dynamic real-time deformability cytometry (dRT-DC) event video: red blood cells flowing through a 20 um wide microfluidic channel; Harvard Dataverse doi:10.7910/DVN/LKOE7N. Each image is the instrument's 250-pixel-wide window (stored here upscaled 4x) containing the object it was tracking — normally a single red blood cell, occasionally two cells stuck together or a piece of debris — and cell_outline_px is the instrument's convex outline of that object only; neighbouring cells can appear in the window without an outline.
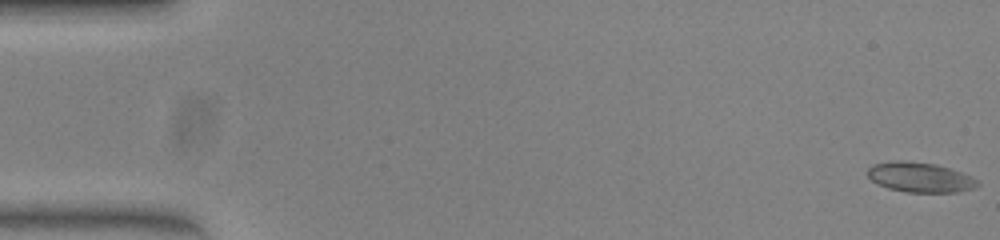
{"species": "common noctule bat (a hibernating species)", "species_latin": "Nyctalus noctula", "temperature_condition": "warm", "stored_images_in_passage": 51, "camera_frame_rate_fps": 3000, "um_per_image_px": 0.085, "animal": {"sex": "female", "body_mass_g": 23.0, "forearm_length_mm": 53.4}, "frame": {"image": 1, "passage_image": 1, "time_ms": 0.0, "image_size_px": [1000, 240], "cell_outline_px": [[980, 184], [976, 188], [956, 192], [908, 192], [888, 188], [876, 184], [868, 176], [868, 168], [872, 164], [896, 160], [900, 160], [936, 164], [960, 172], [976, 180]], "centroid_in_image_um": [78.17, 15.07], "position_along_channel_um": 6.8, "area_um2": 19.02}}
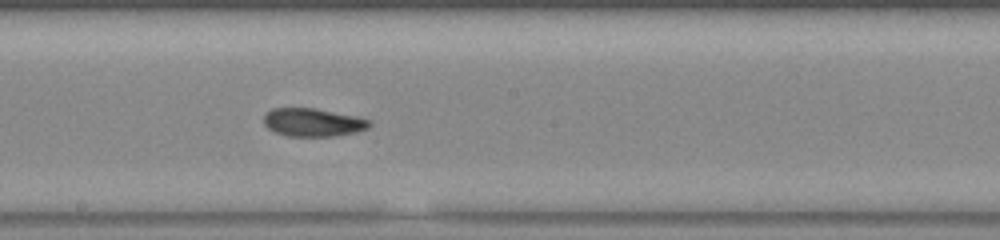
{"frame": {"image": 2, "passage_image": 28, "time_ms": 9.0, "image_size_px": [1000, 240], "cell_outline_px": [[372, 124], [368, 128], [356, 132], [336, 136], [288, 136], [276, 132], [268, 128], [264, 124], [264, 116], [272, 108], [316, 108], [356, 116], [372, 120]], "centroid_in_image_um": [26.64, 10.4], "position_along_channel_um": 221.6, "area_um2": 17.4}}
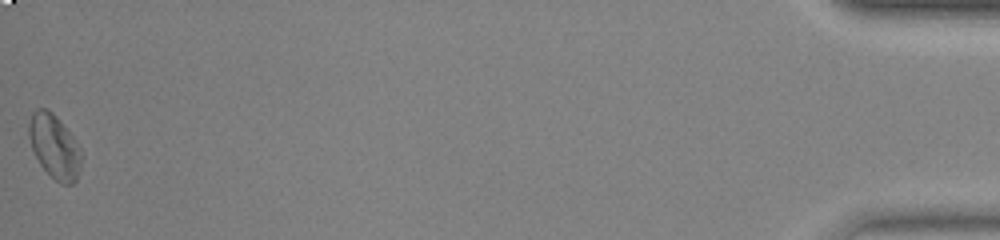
{"frame": {"image": 3, "passage_image": 51, "time_ms": 16.667, "image_size_px": [1000, 240], "cell_outline_px": [[80, 168], [76, 180], [72, 184], [60, 184], [40, 164], [32, 148], [28, 136], [28, 124], [32, 112], [36, 108], [44, 108], [52, 112], [56, 116], [72, 136], [80, 148]], "centroid_in_image_um": [4.6, 12.44], "position_along_channel_um": 430.6, "area_um2": 19.25}, "authors_computed_cell_mechanics": {"area_um2": 18.0914, "velocity_mm_per_s": 4.0484, "shape_relaxation_time_tau1_ms": 6.4457, "shape_relaxation_time_tau2_ms": 2.9352, "deformation_change_tau1": 0.1528, "deformation_change_tau2": 0.0828}}